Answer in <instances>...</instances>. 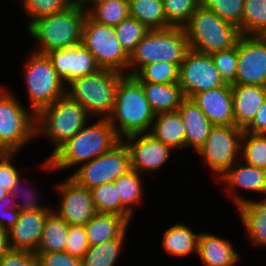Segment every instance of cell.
Returning <instances> with one entry per match:
<instances>
[{
    "instance_id": "cell-39",
    "label": "cell",
    "mask_w": 266,
    "mask_h": 266,
    "mask_svg": "<svg viewBox=\"0 0 266 266\" xmlns=\"http://www.w3.org/2000/svg\"><path fill=\"white\" fill-rule=\"evenodd\" d=\"M21 10L28 23L51 14L59 13L70 7L75 0H20ZM29 17V18H28Z\"/></svg>"
},
{
    "instance_id": "cell-29",
    "label": "cell",
    "mask_w": 266,
    "mask_h": 266,
    "mask_svg": "<svg viewBox=\"0 0 266 266\" xmlns=\"http://www.w3.org/2000/svg\"><path fill=\"white\" fill-rule=\"evenodd\" d=\"M87 15L97 23L116 27L130 16L128 0H85Z\"/></svg>"
},
{
    "instance_id": "cell-9",
    "label": "cell",
    "mask_w": 266,
    "mask_h": 266,
    "mask_svg": "<svg viewBox=\"0 0 266 266\" xmlns=\"http://www.w3.org/2000/svg\"><path fill=\"white\" fill-rule=\"evenodd\" d=\"M25 61L23 79L26 94L29 98V108L36 115L41 109L66 95V85L46 54L31 50Z\"/></svg>"
},
{
    "instance_id": "cell-28",
    "label": "cell",
    "mask_w": 266,
    "mask_h": 266,
    "mask_svg": "<svg viewBox=\"0 0 266 266\" xmlns=\"http://www.w3.org/2000/svg\"><path fill=\"white\" fill-rule=\"evenodd\" d=\"M140 84L155 114L177 111L185 99L178 82L170 84L140 82Z\"/></svg>"
},
{
    "instance_id": "cell-17",
    "label": "cell",
    "mask_w": 266,
    "mask_h": 266,
    "mask_svg": "<svg viewBox=\"0 0 266 266\" xmlns=\"http://www.w3.org/2000/svg\"><path fill=\"white\" fill-rule=\"evenodd\" d=\"M218 182L221 187L224 186L222 190H224L227 198L234 201L236 208L249 201V199L244 198L245 196L239 192V189L263 196L258 199H266V170L247 164L241 159L216 181L217 184Z\"/></svg>"
},
{
    "instance_id": "cell-41",
    "label": "cell",
    "mask_w": 266,
    "mask_h": 266,
    "mask_svg": "<svg viewBox=\"0 0 266 266\" xmlns=\"http://www.w3.org/2000/svg\"><path fill=\"white\" fill-rule=\"evenodd\" d=\"M163 5L168 25L183 28L201 5V0H163Z\"/></svg>"
},
{
    "instance_id": "cell-40",
    "label": "cell",
    "mask_w": 266,
    "mask_h": 266,
    "mask_svg": "<svg viewBox=\"0 0 266 266\" xmlns=\"http://www.w3.org/2000/svg\"><path fill=\"white\" fill-rule=\"evenodd\" d=\"M116 37L121 46L130 53L149 32V29L133 17L123 19L116 27Z\"/></svg>"
},
{
    "instance_id": "cell-22",
    "label": "cell",
    "mask_w": 266,
    "mask_h": 266,
    "mask_svg": "<svg viewBox=\"0 0 266 266\" xmlns=\"http://www.w3.org/2000/svg\"><path fill=\"white\" fill-rule=\"evenodd\" d=\"M234 125L245 128L255 117L266 97V87L231 85Z\"/></svg>"
},
{
    "instance_id": "cell-36",
    "label": "cell",
    "mask_w": 266,
    "mask_h": 266,
    "mask_svg": "<svg viewBox=\"0 0 266 266\" xmlns=\"http://www.w3.org/2000/svg\"><path fill=\"white\" fill-rule=\"evenodd\" d=\"M22 177V174L15 180L9 193L14 197L16 206L20 212H35V211H52L51 206H44L40 204L39 194L30 183ZM25 185H24V184ZM28 183V184H27ZM19 198V199H18Z\"/></svg>"
},
{
    "instance_id": "cell-33",
    "label": "cell",
    "mask_w": 266,
    "mask_h": 266,
    "mask_svg": "<svg viewBox=\"0 0 266 266\" xmlns=\"http://www.w3.org/2000/svg\"><path fill=\"white\" fill-rule=\"evenodd\" d=\"M90 191L97 213H114L132 223L133 215L123 206L114 182L103 183Z\"/></svg>"
},
{
    "instance_id": "cell-46",
    "label": "cell",
    "mask_w": 266,
    "mask_h": 266,
    "mask_svg": "<svg viewBox=\"0 0 266 266\" xmlns=\"http://www.w3.org/2000/svg\"><path fill=\"white\" fill-rule=\"evenodd\" d=\"M0 266H38V257L32 251L9 249L0 258Z\"/></svg>"
},
{
    "instance_id": "cell-2",
    "label": "cell",
    "mask_w": 266,
    "mask_h": 266,
    "mask_svg": "<svg viewBox=\"0 0 266 266\" xmlns=\"http://www.w3.org/2000/svg\"><path fill=\"white\" fill-rule=\"evenodd\" d=\"M87 10L84 2L75 1L62 12L32 20L25 26L31 38L38 42L33 52L46 54L81 44Z\"/></svg>"
},
{
    "instance_id": "cell-32",
    "label": "cell",
    "mask_w": 266,
    "mask_h": 266,
    "mask_svg": "<svg viewBox=\"0 0 266 266\" xmlns=\"http://www.w3.org/2000/svg\"><path fill=\"white\" fill-rule=\"evenodd\" d=\"M68 230L69 224L52 210L47 216L40 243L34 253L38 256L42 252L65 251Z\"/></svg>"
},
{
    "instance_id": "cell-38",
    "label": "cell",
    "mask_w": 266,
    "mask_h": 266,
    "mask_svg": "<svg viewBox=\"0 0 266 266\" xmlns=\"http://www.w3.org/2000/svg\"><path fill=\"white\" fill-rule=\"evenodd\" d=\"M179 66L168 62H155L143 66L134 77L139 82L170 84L179 79Z\"/></svg>"
},
{
    "instance_id": "cell-20",
    "label": "cell",
    "mask_w": 266,
    "mask_h": 266,
    "mask_svg": "<svg viewBox=\"0 0 266 266\" xmlns=\"http://www.w3.org/2000/svg\"><path fill=\"white\" fill-rule=\"evenodd\" d=\"M50 212H20L18 221L8 231L10 249L35 252L40 243L45 221Z\"/></svg>"
},
{
    "instance_id": "cell-30",
    "label": "cell",
    "mask_w": 266,
    "mask_h": 266,
    "mask_svg": "<svg viewBox=\"0 0 266 266\" xmlns=\"http://www.w3.org/2000/svg\"><path fill=\"white\" fill-rule=\"evenodd\" d=\"M128 2L130 17L137 19L149 30L170 27L166 19L163 0H128Z\"/></svg>"
},
{
    "instance_id": "cell-45",
    "label": "cell",
    "mask_w": 266,
    "mask_h": 266,
    "mask_svg": "<svg viewBox=\"0 0 266 266\" xmlns=\"http://www.w3.org/2000/svg\"><path fill=\"white\" fill-rule=\"evenodd\" d=\"M18 152H0V186L8 192L13 186L15 180L22 174L14 164V157Z\"/></svg>"
},
{
    "instance_id": "cell-7",
    "label": "cell",
    "mask_w": 266,
    "mask_h": 266,
    "mask_svg": "<svg viewBox=\"0 0 266 266\" xmlns=\"http://www.w3.org/2000/svg\"><path fill=\"white\" fill-rule=\"evenodd\" d=\"M183 28L190 49L204 54L230 49L241 36L235 25L224 21L202 4Z\"/></svg>"
},
{
    "instance_id": "cell-19",
    "label": "cell",
    "mask_w": 266,
    "mask_h": 266,
    "mask_svg": "<svg viewBox=\"0 0 266 266\" xmlns=\"http://www.w3.org/2000/svg\"><path fill=\"white\" fill-rule=\"evenodd\" d=\"M214 126L234 125L231 85L195 94L191 98Z\"/></svg>"
},
{
    "instance_id": "cell-44",
    "label": "cell",
    "mask_w": 266,
    "mask_h": 266,
    "mask_svg": "<svg viewBox=\"0 0 266 266\" xmlns=\"http://www.w3.org/2000/svg\"><path fill=\"white\" fill-rule=\"evenodd\" d=\"M88 249L89 243L84 225H69L65 252L80 259Z\"/></svg>"
},
{
    "instance_id": "cell-1",
    "label": "cell",
    "mask_w": 266,
    "mask_h": 266,
    "mask_svg": "<svg viewBox=\"0 0 266 266\" xmlns=\"http://www.w3.org/2000/svg\"><path fill=\"white\" fill-rule=\"evenodd\" d=\"M121 139L108 119H96L87 123L75 136L66 140L49 157L42 160L44 172L55 173L89 162L111 150Z\"/></svg>"
},
{
    "instance_id": "cell-48",
    "label": "cell",
    "mask_w": 266,
    "mask_h": 266,
    "mask_svg": "<svg viewBox=\"0 0 266 266\" xmlns=\"http://www.w3.org/2000/svg\"><path fill=\"white\" fill-rule=\"evenodd\" d=\"M38 266H81V260L65 251L42 252L38 256Z\"/></svg>"
},
{
    "instance_id": "cell-23",
    "label": "cell",
    "mask_w": 266,
    "mask_h": 266,
    "mask_svg": "<svg viewBox=\"0 0 266 266\" xmlns=\"http://www.w3.org/2000/svg\"><path fill=\"white\" fill-rule=\"evenodd\" d=\"M177 111L185 126V149L193 147L195 153L204 143L214 125L190 98H185Z\"/></svg>"
},
{
    "instance_id": "cell-24",
    "label": "cell",
    "mask_w": 266,
    "mask_h": 266,
    "mask_svg": "<svg viewBox=\"0 0 266 266\" xmlns=\"http://www.w3.org/2000/svg\"><path fill=\"white\" fill-rule=\"evenodd\" d=\"M89 246L112 239H125L130 223L114 213H96L85 225Z\"/></svg>"
},
{
    "instance_id": "cell-6",
    "label": "cell",
    "mask_w": 266,
    "mask_h": 266,
    "mask_svg": "<svg viewBox=\"0 0 266 266\" xmlns=\"http://www.w3.org/2000/svg\"><path fill=\"white\" fill-rule=\"evenodd\" d=\"M91 119L86 109L64 95L36 114V138L43 136L51 142L53 150L48 154L50 156L66 140L75 136Z\"/></svg>"
},
{
    "instance_id": "cell-27",
    "label": "cell",
    "mask_w": 266,
    "mask_h": 266,
    "mask_svg": "<svg viewBox=\"0 0 266 266\" xmlns=\"http://www.w3.org/2000/svg\"><path fill=\"white\" fill-rule=\"evenodd\" d=\"M149 134L174 151L185 150V126L178 111L155 114Z\"/></svg>"
},
{
    "instance_id": "cell-12",
    "label": "cell",
    "mask_w": 266,
    "mask_h": 266,
    "mask_svg": "<svg viewBox=\"0 0 266 266\" xmlns=\"http://www.w3.org/2000/svg\"><path fill=\"white\" fill-rule=\"evenodd\" d=\"M69 177L88 190L103 183L114 182L131 170L130 154L121 140L111 150L95 159L80 164Z\"/></svg>"
},
{
    "instance_id": "cell-11",
    "label": "cell",
    "mask_w": 266,
    "mask_h": 266,
    "mask_svg": "<svg viewBox=\"0 0 266 266\" xmlns=\"http://www.w3.org/2000/svg\"><path fill=\"white\" fill-rule=\"evenodd\" d=\"M243 128L235 125L213 126L201 147L195 152L201 164L212 171L216 181L241 158ZM215 176V177H214Z\"/></svg>"
},
{
    "instance_id": "cell-25",
    "label": "cell",
    "mask_w": 266,
    "mask_h": 266,
    "mask_svg": "<svg viewBox=\"0 0 266 266\" xmlns=\"http://www.w3.org/2000/svg\"><path fill=\"white\" fill-rule=\"evenodd\" d=\"M237 210L251 246L266 247V199H249L239 205Z\"/></svg>"
},
{
    "instance_id": "cell-16",
    "label": "cell",
    "mask_w": 266,
    "mask_h": 266,
    "mask_svg": "<svg viewBox=\"0 0 266 266\" xmlns=\"http://www.w3.org/2000/svg\"><path fill=\"white\" fill-rule=\"evenodd\" d=\"M122 141L130 154L131 169L141 175L151 176L157 173L166 162L170 161L172 151H174L149 133L130 135Z\"/></svg>"
},
{
    "instance_id": "cell-51",
    "label": "cell",
    "mask_w": 266,
    "mask_h": 266,
    "mask_svg": "<svg viewBox=\"0 0 266 266\" xmlns=\"http://www.w3.org/2000/svg\"><path fill=\"white\" fill-rule=\"evenodd\" d=\"M9 193L6 189H4L2 186H0V200Z\"/></svg>"
},
{
    "instance_id": "cell-49",
    "label": "cell",
    "mask_w": 266,
    "mask_h": 266,
    "mask_svg": "<svg viewBox=\"0 0 266 266\" xmlns=\"http://www.w3.org/2000/svg\"><path fill=\"white\" fill-rule=\"evenodd\" d=\"M243 130L253 134H266V97L253 120Z\"/></svg>"
},
{
    "instance_id": "cell-26",
    "label": "cell",
    "mask_w": 266,
    "mask_h": 266,
    "mask_svg": "<svg viewBox=\"0 0 266 266\" xmlns=\"http://www.w3.org/2000/svg\"><path fill=\"white\" fill-rule=\"evenodd\" d=\"M200 233H195L193 228L184 222L169 226L161 235V249L173 257L196 256ZM193 254V255H192Z\"/></svg>"
},
{
    "instance_id": "cell-43",
    "label": "cell",
    "mask_w": 266,
    "mask_h": 266,
    "mask_svg": "<svg viewBox=\"0 0 266 266\" xmlns=\"http://www.w3.org/2000/svg\"><path fill=\"white\" fill-rule=\"evenodd\" d=\"M215 67L226 84L232 85L236 80L238 64V41L230 49L210 54Z\"/></svg>"
},
{
    "instance_id": "cell-18",
    "label": "cell",
    "mask_w": 266,
    "mask_h": 266,
    "mask_svg": "<svg viewBox=\"0 0 266 266\" xmlns=\"http://www.w3.org/2000/svg\"><path fill=\"white\" fill-rule=\"evenodd\" d=\"M46 55L65 85L76 78L92 74L100 69L92 53L82 43L52 50Z\"/></svg>"
},
{
    "instance_id": "cell-4",
    "label": "cell",
    "mask_w": 266,
    "mask_h": 266,
    "mask_svg": "<svg viewBox=\"0 0 266 266\" xmlns=\"http://www.w3.org/2000/svg\"><path fill=\"white\" fill-rule=\"evenodd\" d=\"M189 50L184 28L149 30L129 55L128 75L134 76L143 66L155 62L180 65Z\"/></svg>"
},
{
    "instance_id": "cell-8",
    "label": "cell",
    "mask_w": 266,
    "mask_h": 266,
    "mask_svg": "<svg viewBox=\"0 0 266 266\" xmlns=\"http://www.w3.org/2000/svg\"><path fill=\"white\" fill-rule=\"evenodd\" d=\"M14 94L0 86V152L20 153L36 140V115Z\"/></svg>"
},
{
    "instance_id": "cell-42",
    "label": "cell",
    "mask_w": 266,
    "mask_h": 266,
    "mask_svg": "<svg viewBox=\"0 0 266 266\" xmlns=\"http://www.w3.org/2000/svg\"><path fill=\"white\" fill-rule=\"evenodd\" d=\"M244 0H201V4L221 19L235 25L241 34Z\"/></svg>"
},
{
    "instance_id": "cell-5",
    "label": "cell",
    "mask_w": 266,
    "mask_h": 266,
    "mask_svg": "<svg viewBox=\"0 0 266 266\" xmlns=\"http://www.w3.org/2000/svg\"><path fill=\"white\" fill-rule=\"evenodd\" d=\"M123 74L99 69L66 85V95L78 102L91 117L107 119L113 110L117 86Z\"/></svg>"
},
{
    "instance_id": "cell-10",
    "label": "cell",
    "mask_w": 266,
    "mask_h": 266,
    "mask_svg": "<svg viewBox=\"0 0 266 266\" xmlns=\"http://www.w3.org/2000/svg\"><path fill=\"white\" fill-rule=\"evenodd\" d=\"M81 43L92 53L100 69L128 75L129 54L118 41L115 27L97 23L87 15Z\"/></svg>"
},
{
    "instance_id": "cell-37",
    "label": "cell",
    "mask_w": 266,
    "mask_h": 266,
    "mask_svg": "<svg viewBox=\"0 0 266 266\" xmlns=\"http://www.w3.org/2000/svg\"><path fill=\"white\" fill-rule=\"evenodd\" d=\"M240 159L247 164L266 170V134L244 132Z\"/></svg>"
},
{
    "instance_id": "cell-47",
    "label": "cell",
    "mask_w": 266,
    "mask_h": 266,
    "mask_svg": "<svg viewBox=\"0 0 266 266\" xmlns=\"http://www.w3.org/2000/svg\"><path fill=\"white\" fill-rule=\"evenodd\" d=\"M20 211L16 206L14 197L7 193L0 200V225L9 231L18 221Z\"/></svg>"
},
{
    "instance_id": "cell-15",
    "label": "cell",
    "mask_w": 266,
    "mask_h": 266,
    "mask_svg": "<svg viewBox=\"0 0 266 266\" xmlns=\"http://www.w3.org/2000/svg\"><path fill=\"white\" fill-rule=\"evenodd\" d=\"M63 180L53 185L60 203L52 210L69 225H85L97 213L91 191L70 177Z\"/></svg>"
},
{
    "instance_id": "cell-31",
    "label": "cell",
    "mask_w": 266,
    "mask_h": 266,
    "mask_svg": "<svg viewBox=\"0 0 266 266\" xmlns=\"http://www.w3.org/2000/svg\"><path fill=\"white\" fill-rule=\"evenodd\" d=\"M144 175L135 170H129L126 174L119 176L114 185L117 188L118 196L121 198L123 206L135 216L136 208L143 203Z\"/></svg>"
},
{
    "instance_id": "cell-14",
    "label": "cell",
    "mask_w": 266,
    "mask_h": 266,
    "mask_svg": "<svg viewBox=\"0 0 266 266\" xmlns=\"http://www.w3.org/2000/svg\"><path fill=\"white\" fill-rule=\"evenodd\" d=\"M232 85L266 87V38L241 35L238 39L236 80Z\"/></svg>"
},
{
    "instance_id": "cell-13",
    "label": "cell",
    "mask_w": 266,
    "mask_h": 266,
    "mask_svg": "<svg viewBox=\"0 0 266 266\" xmlns=\"http://www.w3.org/2000/svg\"><path fill=\"white\" fill-rule=\"evenodd\" d=\"M178 84L185 98L225 86L211 55L189 50L179 66Z\"/></svg>"
},
{
    "instance_id": "cell-3",
    "label": "cell",
    "mask_w": 266,
    "mask_h": 266,
    "mask_svg": "<svg viewBox=\"0 0 266 266\" xmlns=\"http://www.w3.org/2000/svg\"><path fill=\"white\" fill-rule=\"evenodd\" d=\"M154 117L140 82L132 75H123L112 113L107 118L118 137L122 140L130 135L149 133Z\"/></svg>"
},
{
    "instance_id": "cell-34",
    "label": "cell",
    "mask_w": 266,
    "mask_h": 266,
    "mask_svg": "<svg viewBox=\"0 0 266 266\" xmlns=\"http://www.w3.org/2000/svg\"><path fill=\"white\" fill-rule=\"evenodd\" d=\"M124 243L125 239H112L89 246L80 258L81 266H115L122 254Z\"/></svg>"
},
{
    "instance_id": "cell-35",
    "label": "cell",
    "mask_w": 266,
    "mask_h": 266,
    "mask_svg": "<svg viewBox=\"0 0 266 266\" xmlns=\"http://www.w3.org/2000/svg\"><path fill=\"white\" fill-rule=\"evenodd\" d=\"M266 34V0H244L241 35Z\"/></svg>"
},
{
    "instance_id": "cell-50",
    "label": "cell",
    "mask_w": 266,
    "mask_h": 266,
    "mask_svg": "<svg viewBox=\"0 0 266 266\" xmlns=\"http://www.w3.org/2000/svg\"><path fill=\"white\" fill-rule=\"evenodd\" d=\"M10 249L8 231L0 225V258Z\"/></svg>"
},
{
    "instance_id": "cell-21",
    "label": "cell",
    "mask_w": 266,
    "mask_h": 266,
    "mask_svg": "<svg viewBox=\"0 0 266 266\" xmlns=\"http://www.w3.org/2000/svg\"><path fill=\"white\" fill-rule=\"evenodd\" d=\"M196 256L204 266H237L241 259L231 240L208 232L200 233Z\"/></svg>"
}]
</instances>
